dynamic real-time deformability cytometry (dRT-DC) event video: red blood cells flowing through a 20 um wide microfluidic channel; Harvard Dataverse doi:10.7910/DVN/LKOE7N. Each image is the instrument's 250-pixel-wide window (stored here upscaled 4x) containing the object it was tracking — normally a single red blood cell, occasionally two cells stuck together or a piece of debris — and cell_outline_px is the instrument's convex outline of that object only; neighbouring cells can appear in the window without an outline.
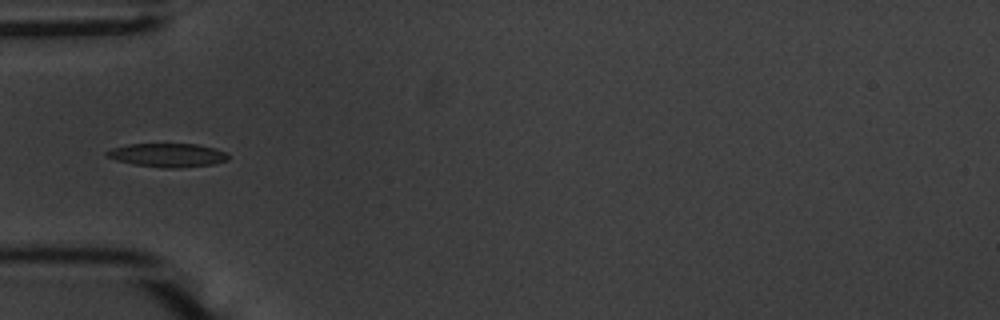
{"species": "common noctule bat (a hibernating species)", "species_latin": "Nyctalus noctula", "temperature_condition": "warm", "stored_images_in_passage": 38, "camera_frame_rate_fps": 3000, "um_per_image_px": 0.085, "animal": {"sex": "male", "body_mass_g": 20.1, "forearm_length_mm": 53.5}, "frame": {"image": 1, "passage_image": 1, "time_ms": 0.0, "image_size_px": [1000, 320], "cell_outline_px": [[228, 160], [212, 164], [180, 168], [164, 168], [132, 164], [116, 160], [104, 156], [104, 152], [112, 148], [128, 144], [196, 144], [216, 148], [224, 152], [228, 156]], "centroid_in_image_um": [14.2, 13.19], "position_along_channel_um": 70.8, "area_um2": 16.82}}
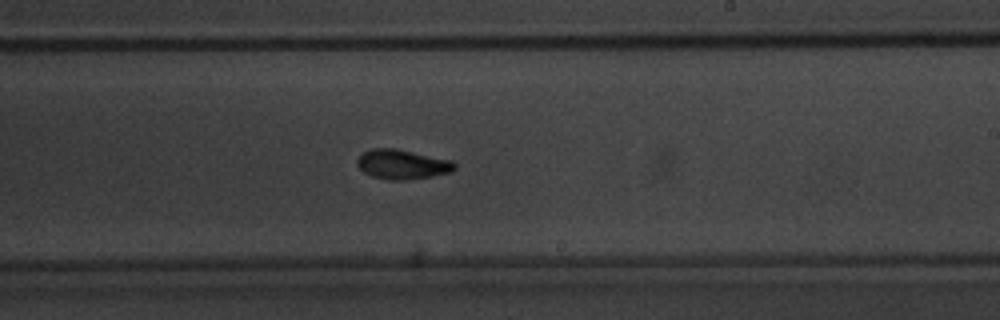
{"frame": {"image": 2, "passage_image": 16, "time_ms": 5.0, "image_size_px": [1000, 320], "cell_outline_px": [[456, 168], [452, 172], [432, 176], [408, 180], [388, 180], [372, 176], [364, 172], [356, 164], [356, 160], [364, 152], [372, 148], [396, 148], [452, 160], [456, 164]], "centroid_in_image_um": [34.21, 13.97], "position_along_channel_um": 254.8, "area_um2": 16.94}}
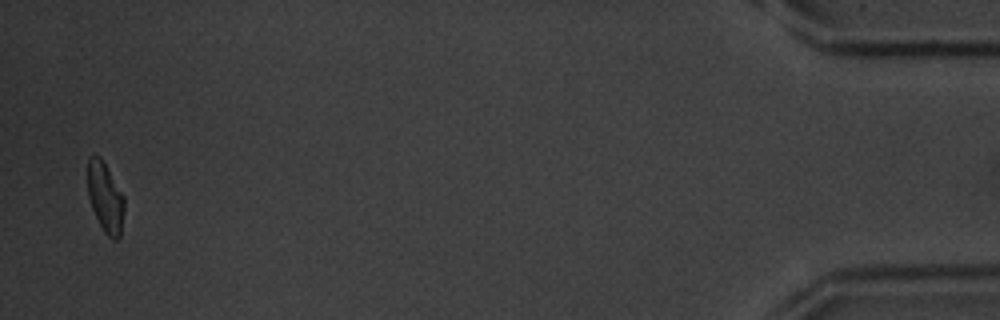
{"frame": {"image": 3, "passage_image": 37, "time_ms": 12.0, "image_size_px": [1000, 320], "cell_outline_px": [[124, 212], [120, 236], [116, 240], [112, 240], [104, 232], [92, 208], [88, 196], [88, 156], [100, 156], [124, 196]], "centroid_in_image_um": [8.96, 16.8], "position_along_channel_um": 426.2, "area_um2": 14.8}, "authors_computed_cell_mechanics": {"area_um2": 16.1551, "velocity_mm_per_s": 3.6654, "shape_relaxation_time_tau1_ms": 2.9712, "shape_relaxation_time_tau2_ms": 3.9612, "deformation_change_tau1": 0.1366, "deformation_change_tau2": 0.0807}}